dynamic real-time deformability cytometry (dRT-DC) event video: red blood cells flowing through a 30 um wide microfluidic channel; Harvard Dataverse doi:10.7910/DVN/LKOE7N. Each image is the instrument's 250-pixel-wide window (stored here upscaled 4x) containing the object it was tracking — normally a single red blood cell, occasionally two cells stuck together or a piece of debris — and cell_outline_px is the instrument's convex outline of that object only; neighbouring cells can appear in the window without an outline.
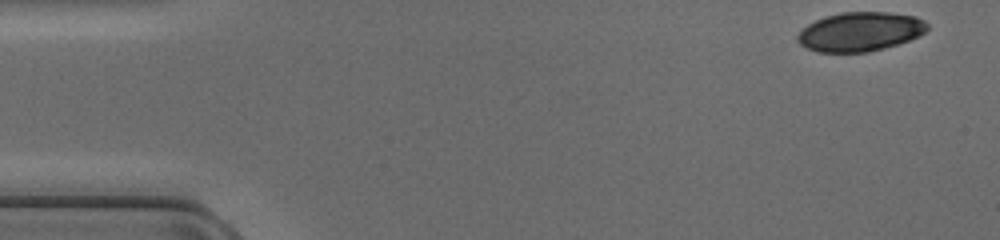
{"species": "common noctule bat (a hibernating species)", "species_latin": "Nyctalus noctula", "temperature_condition": "cold", "stored_images_in_passage": 45, "camera_frame_rate_fps": 3000, "um_per_image_px": 0.085, "animal": {"sex": "female", "body_mass_g": 17.0, "forearm_length_mm": 48.0}, "frame": {"image": 1, "passage_image": 1, "time_ms": 0.0, "image_size_px": [1000, 240], "cell_outline_px": [[928, 28], [924, 32], [908, 40], [884, 48], [868, 52], [816, 52], [800, 44], [796, 40], [796, 36], [808, 24], [824, 16], [840, 12], [888, 12], [916, 16], [924, 20], [928, 24]], "centroid_in_image_um": [73.09, 2.68], "position_along_channel_um": 11.9, "area_um2": 29.54}}